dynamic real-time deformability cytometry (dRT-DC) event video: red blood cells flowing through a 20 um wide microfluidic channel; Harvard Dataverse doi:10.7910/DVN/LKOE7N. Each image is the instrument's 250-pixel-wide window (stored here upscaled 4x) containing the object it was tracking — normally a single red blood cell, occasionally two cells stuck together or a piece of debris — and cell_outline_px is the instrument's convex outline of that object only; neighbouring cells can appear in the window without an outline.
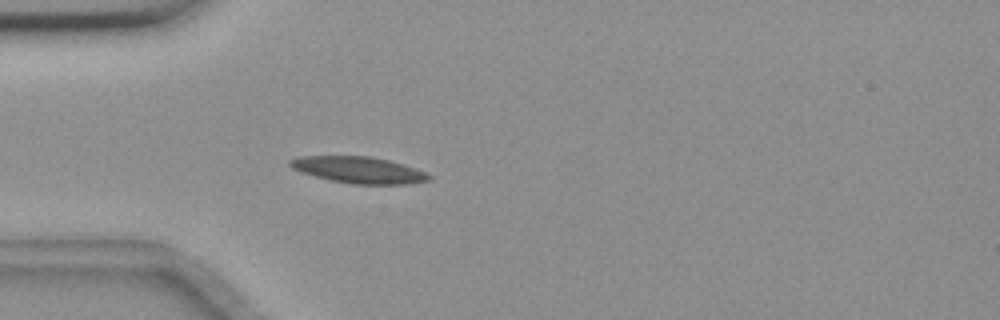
{"species": "common noctule bat (a hibernating species)", "species_latin": "Nyctalus noctula", "temperature_condition": "room temperature", "stored_images_in_passage": 37, "camera_frame_rate_fps": 3000, "um_per_image_px": 0.085, "animal": {"sex": "female", "body_mass_g": 18.4}, "frame": {"image": 1, "passage_image": 8, "time_ms": 2.333, "image_size_px": [1000, 320], "cell_outline_px": [[432, 176], [428, 180], [408, 184], [352, 184], [332, 180], [300, 172], [292, 168], [288, 164], [288, 160], [300, 156], [368, 156], [388, 160], [424, 172]], "centroid_in_image_um": [30.43, 14.44], "position_along_channel_um": 54.6, "area_um2": 21.1}}
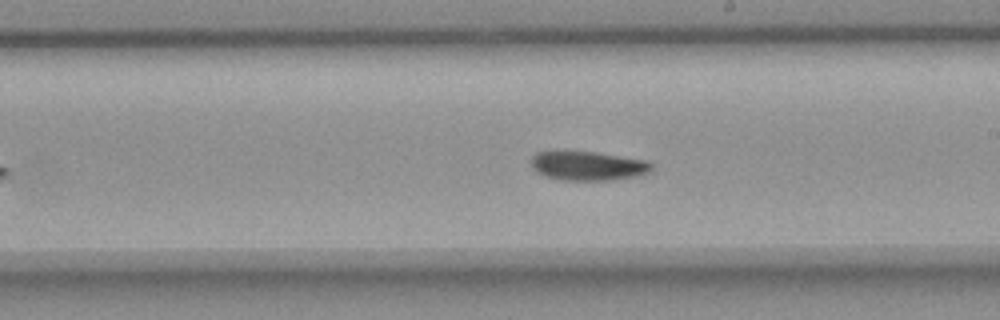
{"frame": {"image": 2, "passage_image": 24, "time_ms": 7.667, "image_size_px": [1000, 320], "cell_outline_px": [[652, 168], [648, 172], [636, 176], [612, 180], [560, 180], [544, 176], [536, 172], [532, 168], [532, 156], [536, 152], [596, 152], [648, 160], [652, 164]], "centroid_in_image_um": [49.98, 14.1], "position_along_channel_um": 239.0, "area_um2": 20.4}}
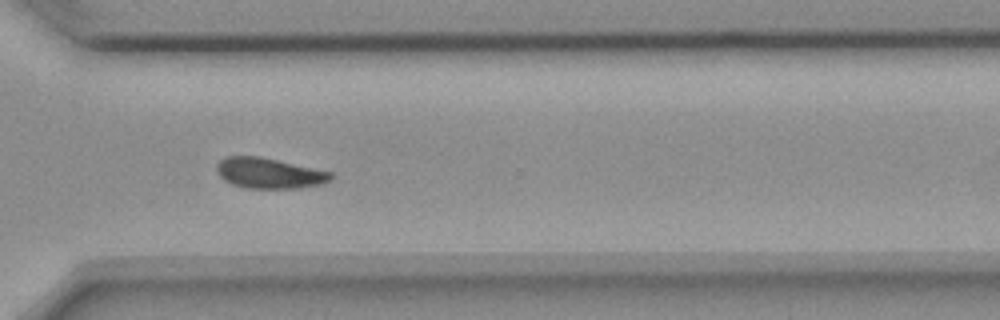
{"frame": {"image": 3, "passage_image": 33, "time_ms": 10.667, "image_size_px": [1000, 320], "cell_outline_px": [[332, 180], [324, 184], [296, 188], [244, 188], [232, 184], [224, 180], [216, 172], [216, 164], [224, 156], [260, 156], [332, 172]], "centroid_in_image_um": [22.86, 14.72], "position_along_channel_um": 347.7, "area_um2": 20.46}, "authors_computed_cell_mechanics": {"area_um2": 20.8658, "velocity_mm_per_s": 3.5988, "shape_relaxation_time_tau1_ms": 5.8886, "shape_relaxation_time_tau2_ms": 8.1108, "deformation_change_tau1": 0.1304, "deformation_change_tau2": 0.114}}